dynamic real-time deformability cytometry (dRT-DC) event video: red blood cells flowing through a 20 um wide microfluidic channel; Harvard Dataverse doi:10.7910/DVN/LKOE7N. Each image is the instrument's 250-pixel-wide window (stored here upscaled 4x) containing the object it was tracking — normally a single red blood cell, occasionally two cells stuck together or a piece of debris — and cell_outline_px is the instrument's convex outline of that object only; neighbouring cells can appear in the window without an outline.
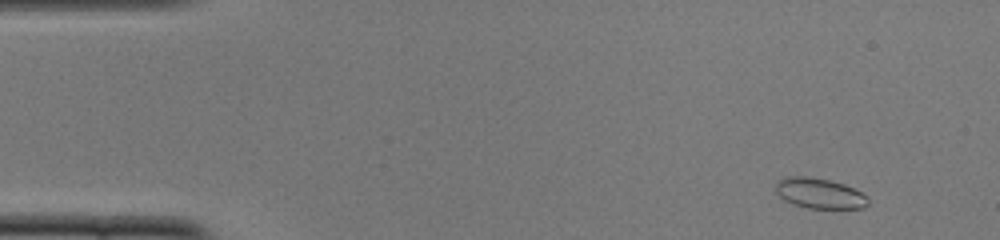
{"species": "common noctule bat (a hibernating species)", "species_latin": "Nyctalus noctula", "temperature_condition": "cold", "stored_images_in_passage": 51, "camera_frame_rate_fps": 3000, "um_per_image_px": 0.085, "animal": {"sex": "female", "body_mass_g": 22.0, "forearm_length_mm": 56.7}, "frame": {"image": 1, "passage_image": 3, "time_ms": 0.667, "image_size_px": [1000, 240], "cell_outline_px": [[868, 204], [864, 208], [808, 208], [784, 200], [776, 192], [776, 184], [784, 176], [804, 176], [828, 180], [844, 184], [860, 192], [868, 200]], "centroid_in_image_um": [69.64, 16.43], "position_along_channel_um": 15.4, "area_um2": 16.01}}
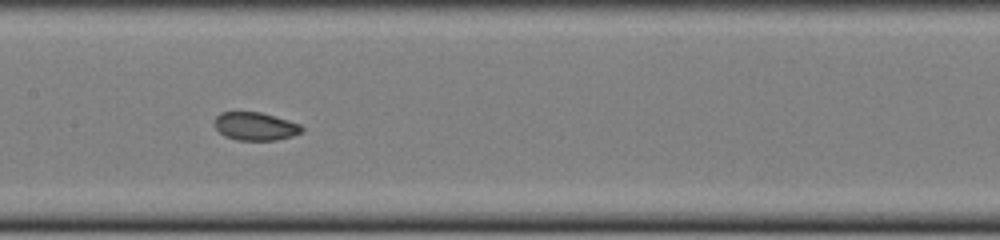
{"frame": {"image": 2, "passage_image": 24, "time_ms": 7.667, "image_size_px": [1000, 240], "cell_outline_px": [[304, 132], [292, 136], [276, 140], [236, 140], [224, 136], [216, 128], [216, 116], [220, 112], [260, 112], [288, 120], [300, 124], [304, 128]], "centroid_in_image_um": [21.73, 10.74], "position_along_channel_um": 185.7, "area_um2": 14.28}}
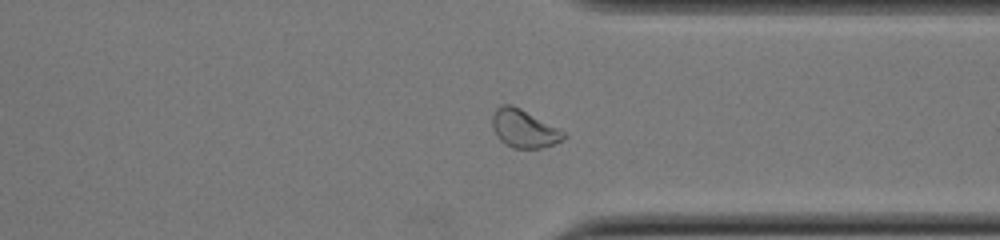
{"frame": {"image": 3, "passage_image": 38, "time_ms": 12.333, "image_size_px": [1000, 240], "cell_outline_px": [[564, 140], [544, 148], [512, 148], [504, 144], [496, 136], [492, 124], [492, 116], [496, 108], [500, 104], [512, 104], [560, 128], [564, 132]], "centroid_in_image_um": [44.53, 10.93], "position_along_channel_um": 366.9, "area_um2": 16.01}, "authors_computed_cell_mechanics": {"area_um2": 15.7216, "velocity_mm_per_s": 3.8806, "shape_relaxation_time_tau1_ms": 6.2206, "shape_relaxation_time_tau2_ms": 3.1692, "deformation_change_tau1": 0.0657, "deformation_change_tau2": 0.0568}}